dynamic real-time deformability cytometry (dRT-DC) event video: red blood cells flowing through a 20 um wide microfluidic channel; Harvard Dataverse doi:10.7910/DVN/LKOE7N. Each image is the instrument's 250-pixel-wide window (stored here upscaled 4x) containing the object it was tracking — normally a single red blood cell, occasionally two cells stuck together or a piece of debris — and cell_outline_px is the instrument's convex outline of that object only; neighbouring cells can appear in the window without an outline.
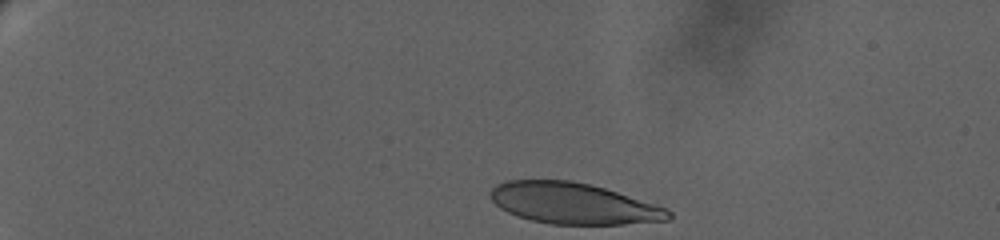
{"species": "human", "species_latin": "Homo sapiens", "temperature_condition": "warm", "stored_images_in_passage": 33, "camera_frame_rate_fps": 3000, "um_per_image_px": 0.085, "donor": {"sex": "female"}, "frame": {"image": 1, "passage_image": 1, "time_ms": 0.0, "image_size_px": [1000, 240], "cell_outline_px": [[672, 216], [668, 220], [624, 224], [552, 224], [532, 220], [516, 216], [500, 208], [492, 200], [488, 192], [496, 184], [508, 180], [572, 180], [604, 188], [668, 208], [672, 212]], "centroid_in_image_um": [48.72, 17.29], "position_along_channel_um": 36.3, "area_um2": 42.6}}
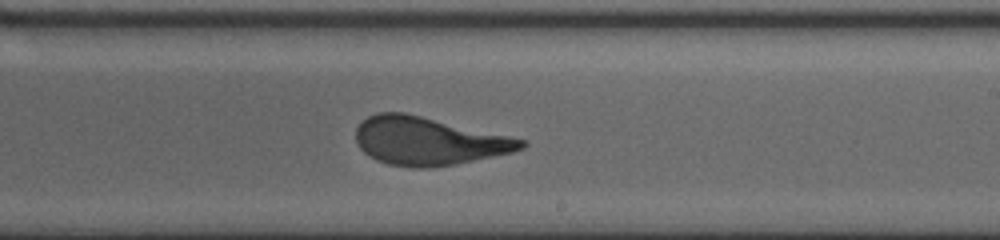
{"frame": {"image": 2, "passage_image": 18, "time_ms": 10.667, "image_size_px": [1000, 240], "cell_outline_px": [[528, 144], [524, 148], [512, 152], [452, 164], [420, 168], [388, 164], [376, 160], [364, 152], [360, 148], [356, 140], [356, 128], [368, 116], [376, 112], [404, 112], [508, 136], [524, 140]], "centroid_in_image_um": [36.37, 11.98], "position_along_channel_um": 252.6, "area_um2": 45.49}}
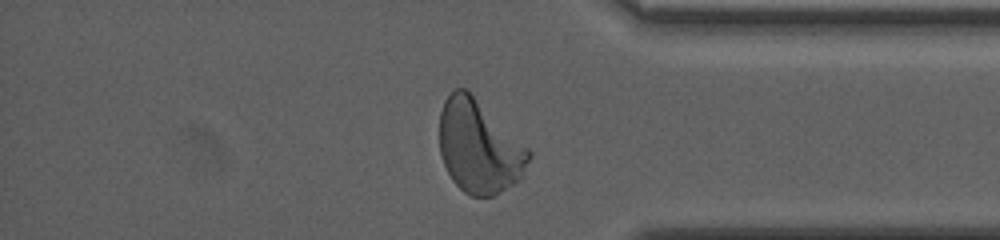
{"frame": {"image": 3, "passage_image": 30, "time_ms": 15.667, "image_size_px": [1000, 240], "cell_outline_px": [[532, 156], [520, 180], [492, 196], [472, 196], [464, 192], [452, 180], [444, 164], [440, 152], [440, 112], [444, 100], [456, 88], [468, 88], [532, 152]], "centroid_in_image_um": [40.73, 12.45], "position_along_channel_um": 394.5, "area_um2": 48.44}, "authors_computed_cell_mechanics": {"area_um2": 46.3556, "velocity_mm_per_s": 2.9615, "shape_relaxation_time_tau1_ms": 7.7342, "shape_relaxation_time_tau2_ms": null, "deformation_change_tau1": 0.2474, "deformation_change_tau2": null}}